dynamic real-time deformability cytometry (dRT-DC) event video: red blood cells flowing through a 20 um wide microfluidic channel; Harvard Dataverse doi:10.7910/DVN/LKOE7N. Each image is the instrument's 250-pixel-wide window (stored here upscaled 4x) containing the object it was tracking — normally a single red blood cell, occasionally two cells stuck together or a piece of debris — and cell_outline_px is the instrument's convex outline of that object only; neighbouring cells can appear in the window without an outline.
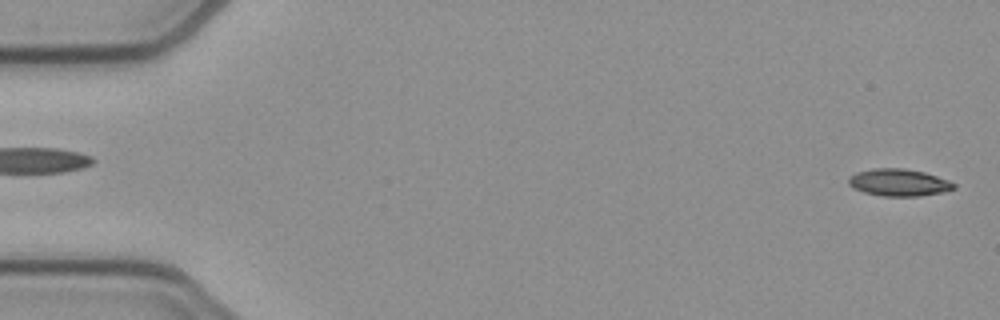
{"species": "common noctule bat (a hibernating species)", "species_latin": "Nyctalus noctula", "temperature_condition": "cold", "stored_images_in_passage": 50, "camera_frame_rate_fps": 3000, "um_per_image_px": 0.085, "animal": {"sex": "female", "body_mass_g": 21.9}, "frame": {"image": 1, "passage_image": 1, "time_ms": 0.0, "image_size_px": [1000, 320], "cell_outline_px": [[956, 188], [944, 192], [920, 196], [884, 196], [864, 192], [852, 188], [848, 184], [848, 176], [856, 172], [872, 168], [904, 168], [924, 172], [948, 180], [956, 184]], "centroid_in_image_um": [76.38, 15.51], "position_along_channel_um": 8.6, "area_um2": 16.82}}
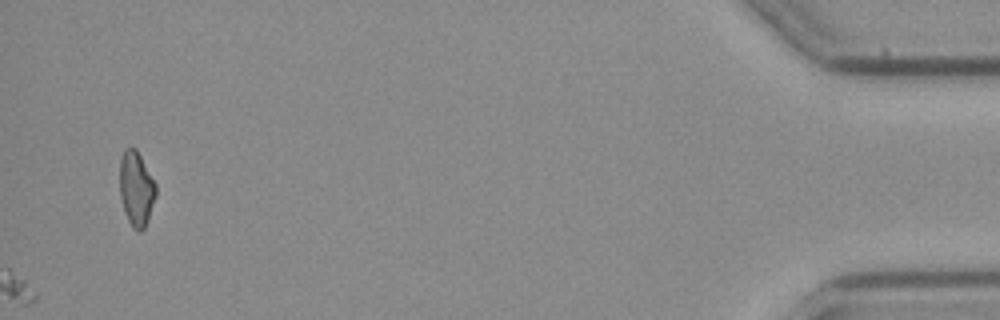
{"frame": {"image": 2, "passage_image": 50, "time_ms": 16.333, "image_size_px": [1000, 320], "cell_outline_px": [[156, 196], [148, 220], [144, 228], [140, 232], [136, 232], [132, 228], [124, 212], [120, 196], [120, 160], [124, 148], [136, 148], [156, 184]], "centroid_in_image_um": [11.58, 16.07], "position_along_channel_um": 423.6, "area_um2": 15.84}}